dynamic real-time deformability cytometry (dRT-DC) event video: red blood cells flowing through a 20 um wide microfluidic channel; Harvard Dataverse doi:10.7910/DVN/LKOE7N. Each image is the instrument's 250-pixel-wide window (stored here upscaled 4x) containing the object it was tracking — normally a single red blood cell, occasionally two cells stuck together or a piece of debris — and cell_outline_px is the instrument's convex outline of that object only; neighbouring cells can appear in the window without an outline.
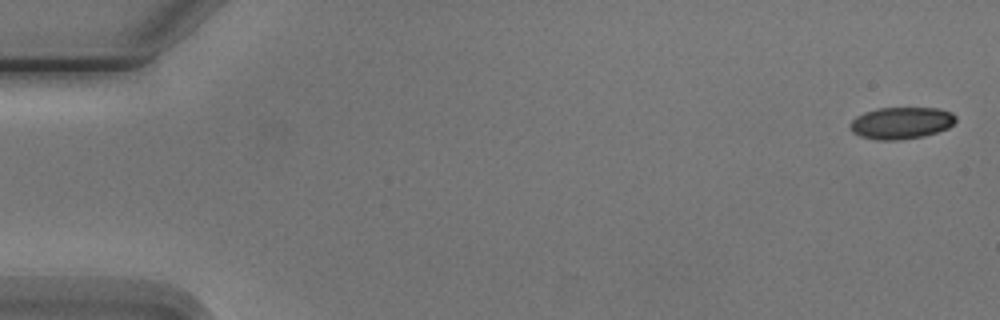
{"species": "Egyptian fruit bat (a non-hibernating species)", "species_latin": "Rousettus aegyptiacus", "temperature_condition": "cold", "stored_images_in_passage": 5, "camera_frame_rate_fps": 3000, "um_per_image_px": 0.085, "animal": {"sex": "male"}, "frame": {"image": 1, "passage_image": 1, "time_ms": 0.0, "image_size_px": [1000, 320], "cell_outline_px": [[956, 120], [948, 128], [924, 136], [896, 140], [880, 140], [860, 136], [852, 132], [852, 120], [856, 116], [864, 112], [876, 108], [940, 108], [952, 112], [956, 116]], "centroid_in_image_um": [76.63, 10.44], "position_along_channel_um": 8.4, "area_um2": 19.54}}
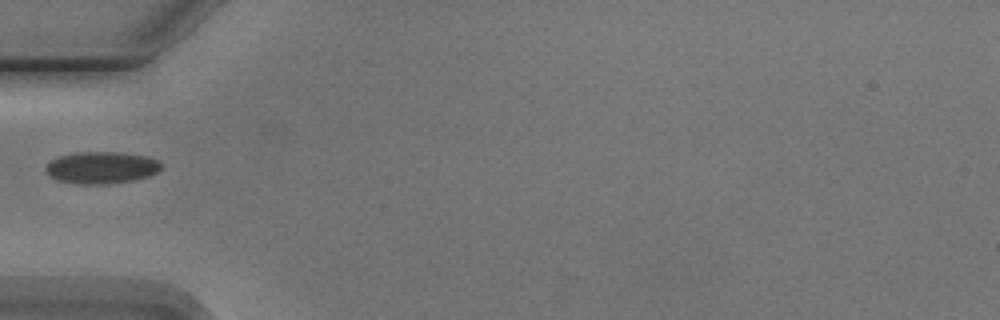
{"frame": {"image": 2, "passage_image": 5, "time_ms": 5.667, "image_size_px": [1000, 320], "cell_outline_px": [[160, 168], [156, 172], [148, 176], [132, 180], [108, 184], [80, 184], [56, 180], [48, 176], [44, 168], [48, 160], [56, 156], [76, 152], [120, 152], [148, 156], [160, 160]], "centroid_in_image_um": [8.55, 14.23], "position_along_channel_um": 76.4, "area_um2": 21.85}}